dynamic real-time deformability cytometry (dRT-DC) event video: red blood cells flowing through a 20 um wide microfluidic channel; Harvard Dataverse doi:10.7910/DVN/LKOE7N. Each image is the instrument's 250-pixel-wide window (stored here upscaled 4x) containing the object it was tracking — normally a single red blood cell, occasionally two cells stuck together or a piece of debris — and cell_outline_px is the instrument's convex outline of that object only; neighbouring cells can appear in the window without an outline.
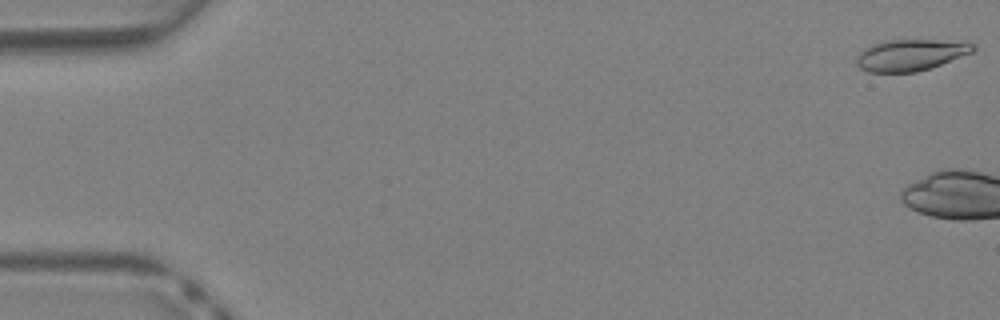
{"species": "Egyptian fruit bat (a non-hibernating species)", "species_latin": "Rousettus aegyptiacus", "temperature_condition": "warm", "stored_images_in_passage": 6, "camera_frame_rate_fps": 3000, "um_per_image_px": 0.085, "animal": {"sex": "female"}, "frame": {"image": 1, "passage_image": 1, "time_ms": 0.0, "image_size_px": [1000, 320], "cell_outline_px": [[976, 48], [972, 52], [940, 64], [916, 72], [868, 72], [860, 68], [856, 64], [856, 60], [860, 52], [864, 48], [872, 44], [884, 40], [936, 40], [972, 44]], "centroid_in_image_um": [77.31, 4.68], "position_along_channel_um": 7.7, "area_um2": 20.92}}